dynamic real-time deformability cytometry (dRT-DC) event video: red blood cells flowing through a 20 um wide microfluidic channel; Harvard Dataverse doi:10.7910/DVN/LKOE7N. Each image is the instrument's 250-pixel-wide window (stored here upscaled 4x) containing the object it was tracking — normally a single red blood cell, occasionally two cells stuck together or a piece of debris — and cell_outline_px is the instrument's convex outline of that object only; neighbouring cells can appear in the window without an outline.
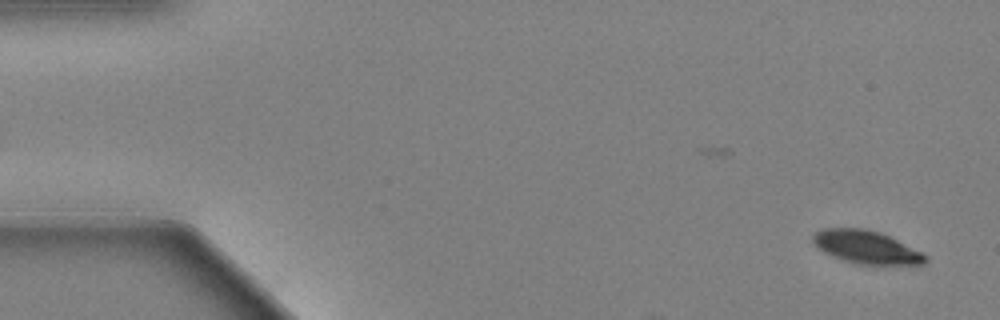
{"species": "Egyptian fruit bat (a non-hibernating species)", "species_latin": "Rousettus aegyptiacus", "temperature_condition": "warm", "stored_images_in_passage": 54, "camera_frame_rate_fps": 3000, "um_per_image_px": 0.085, "animal": {"sex": "female"}, "frame": {"image": 1, "passage_image": 3, "time_ms": 0.667, "image_size_px": [1000, 320], "cell_outline_px": [[928, 260], [924, 264], [876, 268], [852, 264], [832, 256], [824, 252], [812, 240], [812, 236], [816, 232], [824, 228], [860, 228], [880, 232], [924, 252], [928, 256]], "centroid_in_image_um": [73.74, 21.08], "position_along_channel_um": 11.3, "area_um2": 22.66}}
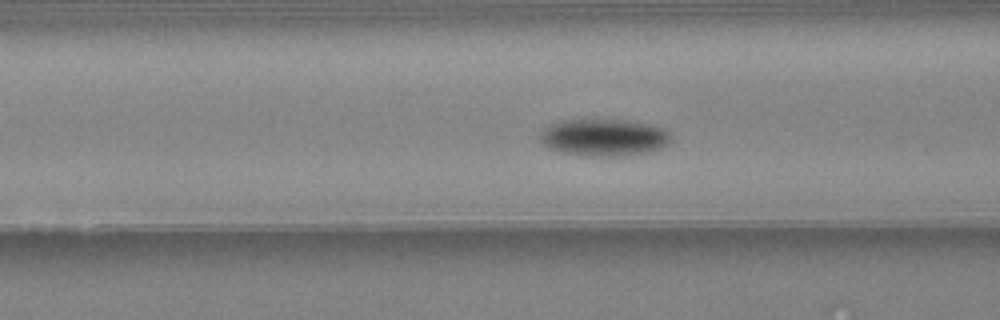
{"frame": {"image": 2, "passage_image": 24, "time_ms": 7.667, "image_size_px": [1000, 320], "cell_outline_px": [[672, 140], [668, 144], [660, 148], [648, 152], [616, 156], [588, 156], [560, 152], [548, 148], [540, 140], [540, 132], [548, 124], [560, 120], [624, 120], [648, 124], [660, 128], [668, 132]], "centroid_in_image_um": [51.28, 11.68], "position_along_channel_um": 115.3, "area_um2": 28.21}}
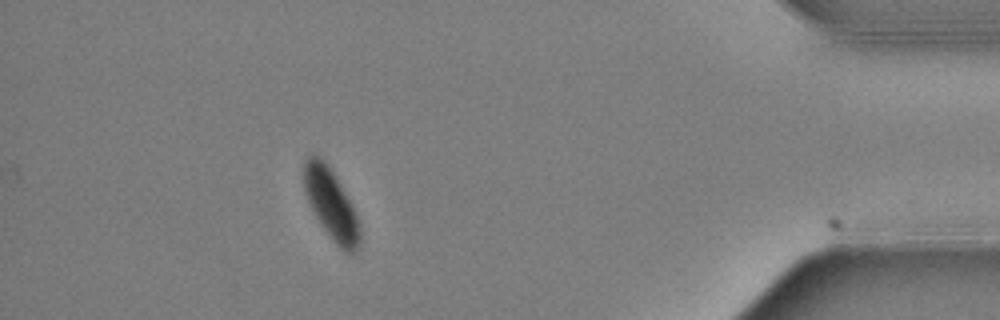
{"frame": {"image": 3, "passage_image": 54, "time_ms": 17.667, "image_size_px": [1000, 320], "cell_outline_px": [[360, 244], [356, 252], [344, 252], [332, 240], [316, 216], [304, 192], [304, 160], [312, 152], [320, 156], [328, 164], [336, 176], [356, 216], [360, 228]], "centroid_in_image_um": [28.12, 17.32], "position_along_channel_um": 407.1, "area_um2": 22.66}, "authors_computed_cell_mechanics": {"area_um2": 26.3279, "velocity_mm_per_s": 3.4279, "shape_relaxation_time_tau1_ms": 1.9622, "shape_relaxation_time_tau2_ms": null, "deformation_change_tau1": 0.1171, "deformation_change_tau2": null}}